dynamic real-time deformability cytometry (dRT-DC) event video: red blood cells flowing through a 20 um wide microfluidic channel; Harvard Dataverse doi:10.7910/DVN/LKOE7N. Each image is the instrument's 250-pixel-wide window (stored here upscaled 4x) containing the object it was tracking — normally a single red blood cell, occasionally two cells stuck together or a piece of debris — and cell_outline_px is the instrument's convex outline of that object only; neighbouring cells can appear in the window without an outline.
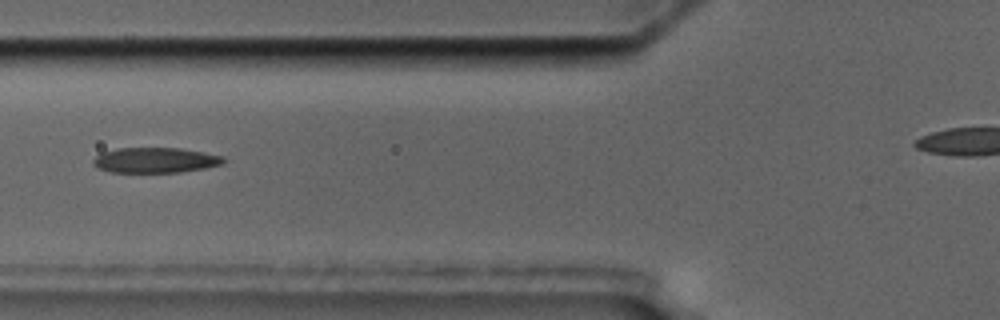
{"species": "common noctule bat (a hibernating species)", "species_latin": "Nyctalus noctula", "temperature_condition": "cold", "stored_images_in_passage": 9, "camera_frame_rate_fps": 3000, "um_per_image_px": 0.085, "animal": {"sex": "male", "body_mass_g": 17.5, "forearm_length_mm": 52.3}, "frame": {"image": 1, "passage_image": 4, "time_ms": 3.667, "image_size_px": [1000, 320], "cell_outline_px": [[228, 160], [224, 164], [204, 168], [180, 172], [112, 172], [100, 168], [92, 164], [92, 160], [100, 152], [116, 148], [180, 148], [204, 152], [224, 156]], "centroid_in_image_um": [13.23, 13.6], "position_along_channel_um": 112.6, "area_um2": 19.36}}
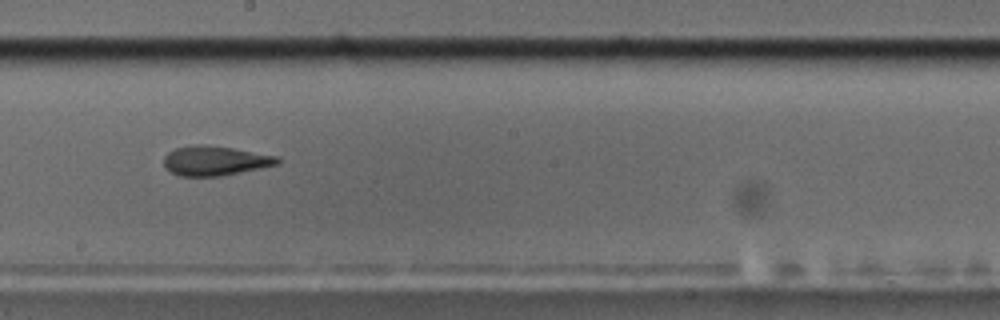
{"frame": {"image": 2, "passage_image": 7, "time_ms": 7.0, "image_size_px": [1000, 320], "cell_outline_px": [[280, 164], [220, 176], [180, 176], [164, 168], [164, 156], [168, 152], [176, 148], [196, 144], [208, 144], [280, 156]], "centroid_in_image_um": [18.29, 13.65], "position_along_channel_um": 229.9, "area_um2": 19.71}}
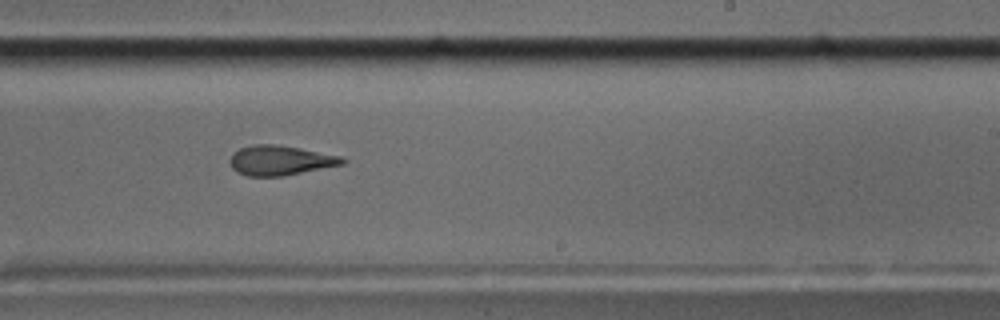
{"frame": {"image": 3, "passage_image": 8, "time_ms": 8.0, "image_size_px": [1000, 320], "cell_outline_px": [[348, 160], [344, 164], [284, 176], [248, 176], [236, 172], [232, 168], [228, 160], [232, 152], [240, 148], [252, 144], [276, 144], [300, 148], [340, 156]], "centroid_in_image_um": [23.78, 13.63], "position_along_channel_um": 265.2, "area_um2": 19.71}}